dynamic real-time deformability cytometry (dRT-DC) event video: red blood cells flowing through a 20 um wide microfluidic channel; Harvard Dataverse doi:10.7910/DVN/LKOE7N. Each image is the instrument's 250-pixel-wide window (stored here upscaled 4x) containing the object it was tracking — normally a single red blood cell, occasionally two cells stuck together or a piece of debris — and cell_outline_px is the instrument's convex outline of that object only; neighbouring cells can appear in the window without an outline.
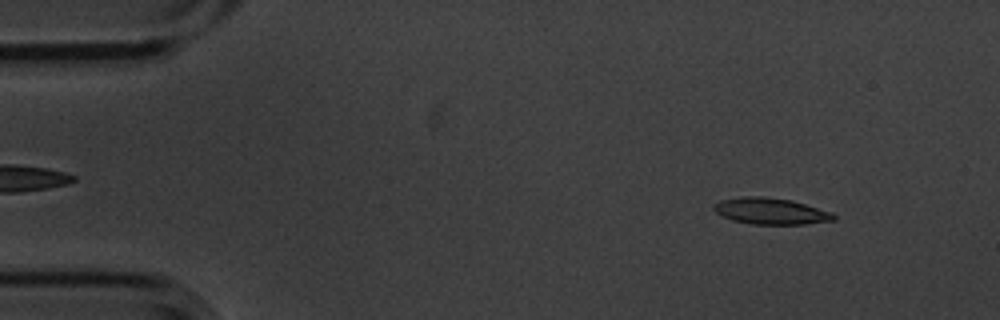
{"species": "common noctule bat (a hibernating species)", "species_latin": "Nyctalus noctula", "temperature_condition": "cold", "stored_images_in_passage": 4, "camera_frame_rate_fps": 3000, "um_per_image_px": 0.085, "animal": {"sex": "male", "body_mass_g": 20.1, "forearm_length_mm": 53.5}, "frame": {"image": 1, "passage_image": 1, "time_ms": 0.0, "image_size_px": [1000, 320], "cell_outline_px": [[836, 220], [804, 224], [752, 224], [732, 220], [716, 212], [712, 208], [712, 204], [720, 200], [744, 196], [764, 196], [792, 200], [832, 212], [836, 216]], "centroid_in_image_um": [65.51, 17.94], "position_along_channel_um": 19.5, "area_um2": 18.5}}